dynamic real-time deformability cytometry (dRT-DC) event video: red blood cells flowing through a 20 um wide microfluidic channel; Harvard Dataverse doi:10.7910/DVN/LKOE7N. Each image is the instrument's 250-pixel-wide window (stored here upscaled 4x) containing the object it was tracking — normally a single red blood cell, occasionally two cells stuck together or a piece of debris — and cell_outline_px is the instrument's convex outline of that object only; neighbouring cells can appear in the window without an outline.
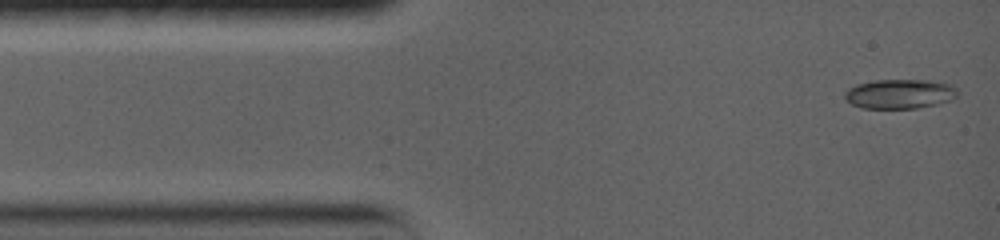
{"species": "common noctule bat (a hibernating species)", "species_latin": "Nyctalus noctula", "temperature_condition": "warm", "stored_images_in_passage": 11, "camera_frame_rate_fps": 5000, "um_per_image_px": 0.085, "animal": {"sex": "female", "body_mass_g": 19.0, "forearm_length_mm": 56.7}, "frame": {"image": 1, "passage_image": 1, "time_ms": 0.0, "image_size_px": [1000, 240], "cell_outline_px": [[956, 96], [948, 100], [936, 104], [916, 108], [860, 108], [844, 100], [844, 92], [848, 88], [856, 84], [876, 80], [928, 80], [952, 84], [956, 88]], "centroid_in_image_um": [76.42, 7.97], "position_along_channel_um": 8.6, "area_um2": 19.36}}
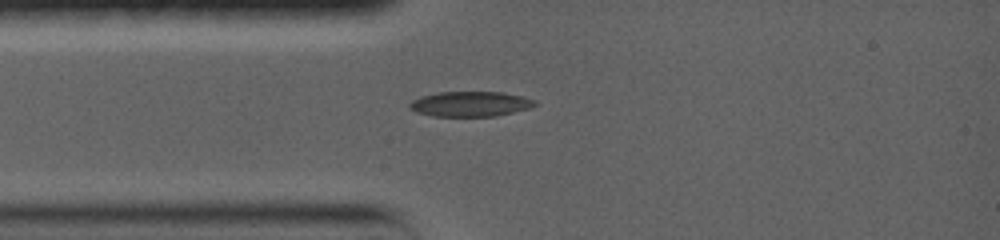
{"frame": {"image": 2, "passage_image": 8, "time_ms": 2.8, "image_size_px": [1000, 240], "cell_outline_px": [[536, 104], [532, 108], [496, 116], [432, 116], [416, 112], [408, 108], [408, 104], [412, 100], [420, 96], [436, 92], [504, 92], [536, 100]], "centroid_in_image_um": [39.95, 8.84], "position_along_channel_um": 45.0, "area_um2": 18.5}}
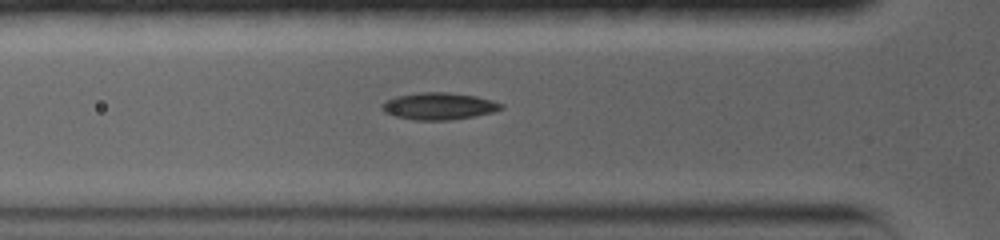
{"frame": {"image": 3, "passage_image": 11, "time_ms": 4.0, "image_size_px": [1000, 240], "cell_outline_px": [[504, 108], [492, 112], [476, 116], [448, 120], [416, 120], [396, 116], [384, 112], [380, 108], [380, 104], [396, 96], [420, 92], [448, 92], [476, 96], [492, 100], [504, 104]], "centroid_in_image_um": [37.31, 9.02], "position_along_channel_um": 88.5, "area_um2": 18.79}}